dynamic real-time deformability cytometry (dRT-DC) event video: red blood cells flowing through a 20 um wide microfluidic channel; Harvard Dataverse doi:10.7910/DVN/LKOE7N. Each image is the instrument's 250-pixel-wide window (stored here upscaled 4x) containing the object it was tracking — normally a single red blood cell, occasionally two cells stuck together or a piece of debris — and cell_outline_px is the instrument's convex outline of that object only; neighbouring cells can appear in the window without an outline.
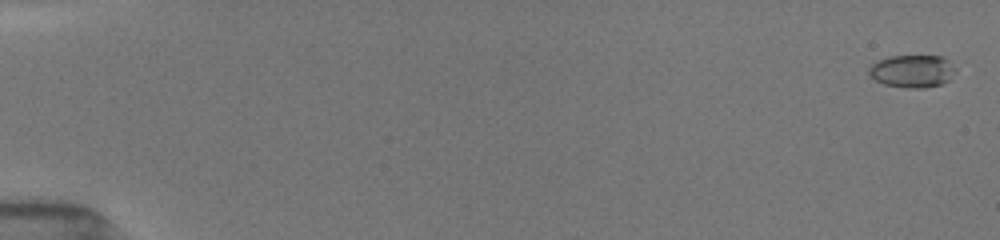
{"species": "common noctule bat (a hibernating species)", "species_latin": "Nyctalus noctula", "temperature_condition": "room temperature", "stored_images_in_passage": 29, "camera_frame_rate_fps": 3000, "um_per_image_px": 0.085, "animal": {"sex": "female", "body_mass_g": 19.5, "forearm_length_mm": 54.1}, "frame": {"image": 1, "passage_image": 1, "time_ms": 0.0, "image_size_px": [1000, 240], "cell_outline_px": [[956, 68], [948, 80], [940, 84], [924, 88], [908, 88], [884, 84], [876, 80], [868, 72], [868, 68], [876, 60], [888, 56], [944, 56]], "centroid_in_image_um": [77.52, 6.03], "position_along_channel_um": 7.5, "area_um2": 16.42}}
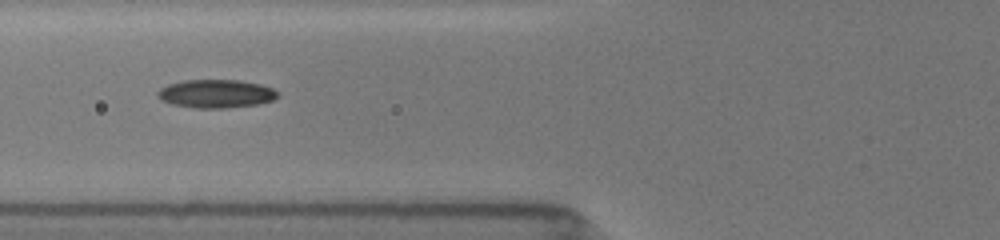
{"frame": {"image": 2, "passage_image": 18, "time_ms": 5.667, "image_size_px": [1000, 240], "cell_outline_px": [[280, 96], [272, 100], [260, 104], [224, 108], [196, 108], [172, 104], [160, 100], [156, 96], [156, 92], [160, 88], [168, 84], [184, 80], [240, 80], [260, 84], [272, 88], [280, 92]], "centroid_in_image_um": [18.36, 7.96], "position_along_channel_um": 107.4, "area_um2": 20.06}}
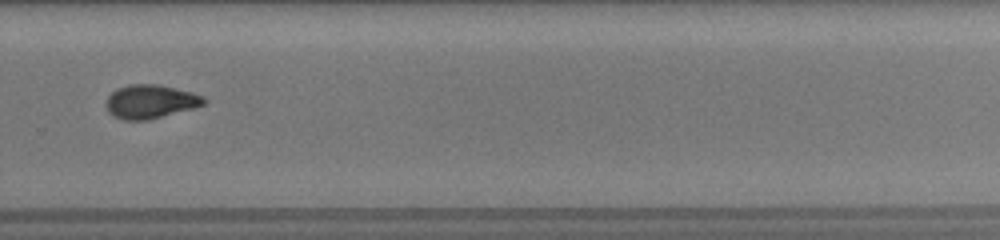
{"frame": {"image": 3, "passage_image": 29, "time_ms": 9.333, "image_size_px": [1000, 240], "cell_outline_px": [[208, 100], [204, 104], [192, 108], [148, 120], [124, 120], [112, 116], [108, 112], [104, 104], [108, 96], [116, 88], [128, 84], [160, 84], [192, 92], [204, 96]], "centroid_in_image_um": [12.75, 8.62], "position_along_channel_um": 317.0, "area_um2": 19.42}}